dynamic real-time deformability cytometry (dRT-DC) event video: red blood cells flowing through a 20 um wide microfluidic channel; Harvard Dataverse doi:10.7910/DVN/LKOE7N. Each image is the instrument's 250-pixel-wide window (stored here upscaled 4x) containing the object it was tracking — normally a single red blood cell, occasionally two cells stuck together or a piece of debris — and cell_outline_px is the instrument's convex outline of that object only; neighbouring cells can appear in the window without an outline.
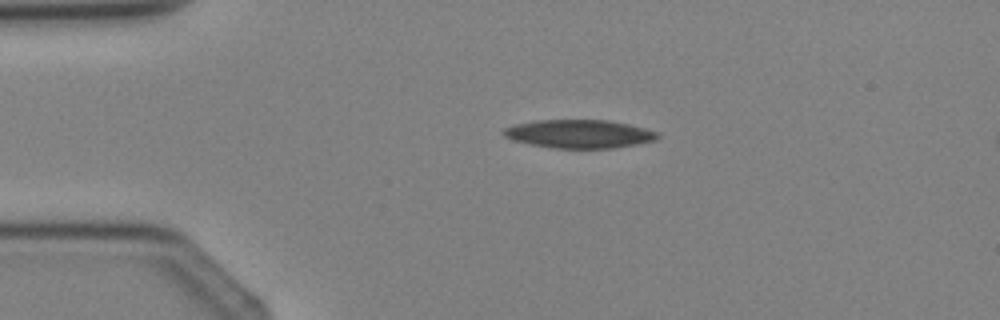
{"species": "Egyptian fruit bat (a non-hibernating species)", "species_latin": "Rousettus aegyptiacus", "temperature_condition": "cold", "stored_images_in_passage": 4, "camera_frame_rate_fps": 3000, "um_per_image_px": 0.085, "animal": {"sex": "female"}, "frame": {"image": 1, "passage_image": 2, "time_ms": 1.333, "image_size_px": [1000, 320], "cell_outline_px": [[660, 136], [656, 140], [636, 144], [612, 148], [552, 148], [512, 140], [504, 136], [504, 128], [516, 124], [536, 120], [608, 120], [628, 124], [644, 128], [656, 132]], "centroid_in_image_um": [49.23, 11.38], "position_along_channel_um": 35.8, "area_um2": 25.26}}